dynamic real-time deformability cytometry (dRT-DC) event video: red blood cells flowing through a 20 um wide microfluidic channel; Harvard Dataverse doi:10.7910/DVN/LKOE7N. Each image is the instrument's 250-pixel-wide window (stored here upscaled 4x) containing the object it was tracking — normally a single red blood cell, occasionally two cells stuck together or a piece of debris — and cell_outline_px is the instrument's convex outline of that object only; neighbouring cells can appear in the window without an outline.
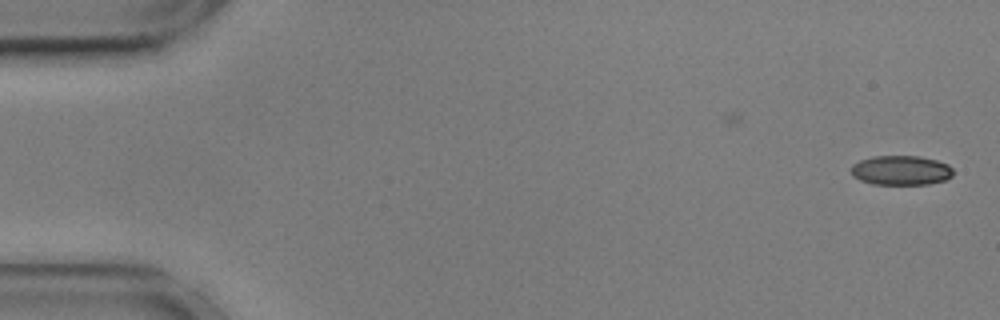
{"species": "common noctule bat (a hibernating species)", "species_latin": "Nyctalus noctula", "temperature_condition": "cold", "stored_images_in_passage": 39, "camera_frame_rate_fps": 3000, "um_per_image_px": 0.085, "animal": {"sex": "male", "body_mass_g": 17.9, "forearm_length_mm": 54.2}, "frame": {"image": 1, "passage_image": 1, "time_ms": 0.0, "image_size_px": [1000, 320], "cell_outline_px": [[952, 176], [944, 180], [928, 184], [872, 184], [860, 180], [852, 176], [852, 164], [860, 160], [872, 156], [920, 156], [936, 160], [948, 164], [952, 168]], "centroid_in_image_um": [76.57, 14.47], "position_along_channel_um": 8.4, "area_um2": 17.57}}
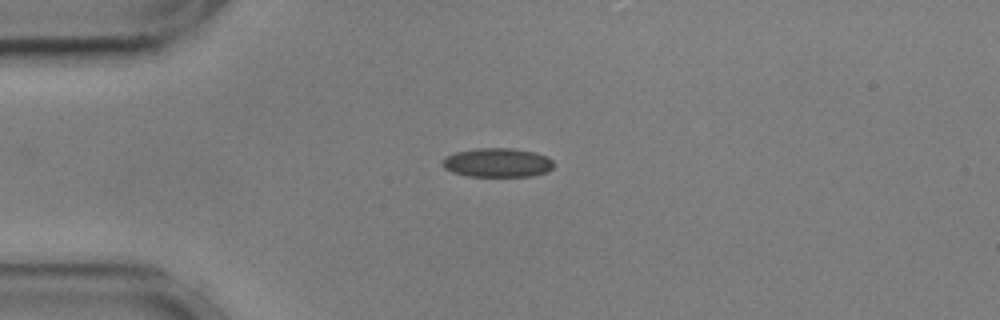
{"frame": {"image": 2, "passage_image": 13, "time_ms": 4.0, "image_size_px": [1000, 320], "cell_outline_px": [[552, 168], [548, 172], [532, 176], [468, 176], [452, 172], [444, 168], [440, 164], [440, 160], [444, 156], [456, 152], [476, 148], [512, 148], [536, 152], [548, 156], [552, 160]], "centroid_in_image_um": [42.25, 13.82], "position_along_channel_um": 42.8, "area_um2": 19.13}}
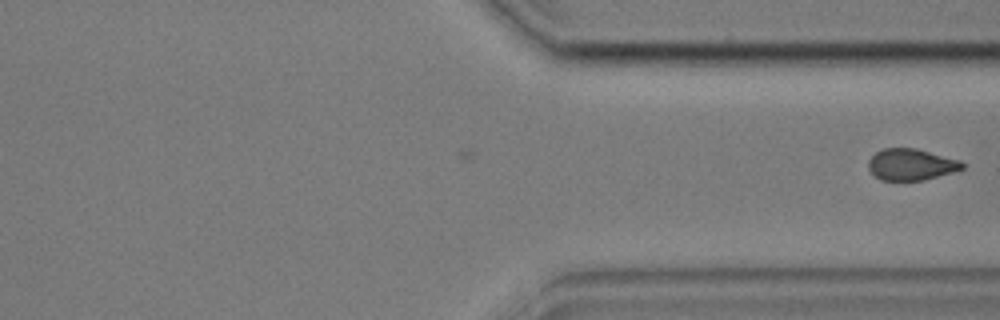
{"frame": {"image": 3, "passage_image": 39, "time_ms": 12.667, "image_size_px": [1000, 320], "cell_outline_px": [[964, 168], [952, 172], [924, 180], [880, 180], [868, 168], [868, 160], [876, 152], [884, 148], [916, 148], [960, 160], [964, 164]], "centroid_in_image_um": [77.44, 13.98], "position_along_channel_um": 334.0, "area_um2": 17.11}}